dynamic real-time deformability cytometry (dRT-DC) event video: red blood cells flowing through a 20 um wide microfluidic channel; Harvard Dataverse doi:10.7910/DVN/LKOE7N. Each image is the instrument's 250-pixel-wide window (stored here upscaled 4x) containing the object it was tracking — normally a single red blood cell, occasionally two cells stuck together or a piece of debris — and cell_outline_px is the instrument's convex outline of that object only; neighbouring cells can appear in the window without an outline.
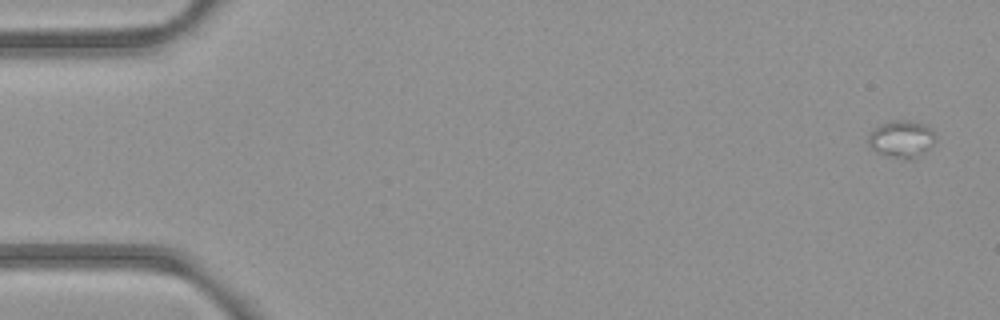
{"species": "common noctule bat (a hibernating species)", "species_latin": "Nyctalus noctula", "temperature_condition": "room temperature", "stored_images_in_passage": 6, "camera_frame_rate_fps": 3000, "um_per_image_px": 0.085, "animal": {"sex": "female", "body_mass_g": 21.9}, "frame": {"image": 1, "passage_image": 1, "time_ms": 0.0, "image_size_px": [1000, 320], "cell_outline_px": [[936, 140], [924, 152], [912, 160], [904, 160], [880, 152], [872, 148], [868, 144], [868, 136], [880, 124], [896, 120], [904, 120], [928, 124], [932, 128], [936, 136]], "centroid_in_image_um": [76.69, 11.8], "position_along_channel_um": 8.3, "area_um2": 14.45}}